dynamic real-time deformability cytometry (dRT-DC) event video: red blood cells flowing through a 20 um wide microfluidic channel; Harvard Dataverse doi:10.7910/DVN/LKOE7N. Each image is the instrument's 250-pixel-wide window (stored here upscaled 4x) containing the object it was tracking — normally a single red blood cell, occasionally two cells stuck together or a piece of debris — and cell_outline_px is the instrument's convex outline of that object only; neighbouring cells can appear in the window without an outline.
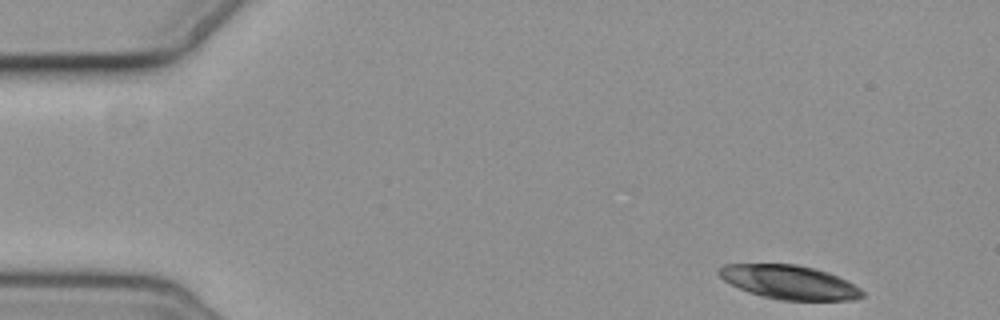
{"species": "common noctule bat (a hibernating species)", "species_latin": "Nyctalus noctula", "temperature_condition": "cold", "stored_images_in_passage": 4, "camera_frame_rate_fps": 3000, "um_per_image_px": 0.085, "animal": {"sex": "female", "body_mass_g": 19.3, "forearm_length_mm": 54.1}, "frame": {"image": 1, "passage_image": 1, "time_ms": 0.0, "image_size_px": [1000, 320], "cell_outline_px": [[864, 296], [856, 300], [780, 300], [760, 296], [748, 292], [724, 280], [716, 272], [724, 264], [796, 264], [816, 268], [828, 272], [848, 280], [860, 288], [864, 292]], "centroid_in_image_um": [67.13, 23.99], "position_along_channel_um": 17.9, "area_um2": 28.5}}